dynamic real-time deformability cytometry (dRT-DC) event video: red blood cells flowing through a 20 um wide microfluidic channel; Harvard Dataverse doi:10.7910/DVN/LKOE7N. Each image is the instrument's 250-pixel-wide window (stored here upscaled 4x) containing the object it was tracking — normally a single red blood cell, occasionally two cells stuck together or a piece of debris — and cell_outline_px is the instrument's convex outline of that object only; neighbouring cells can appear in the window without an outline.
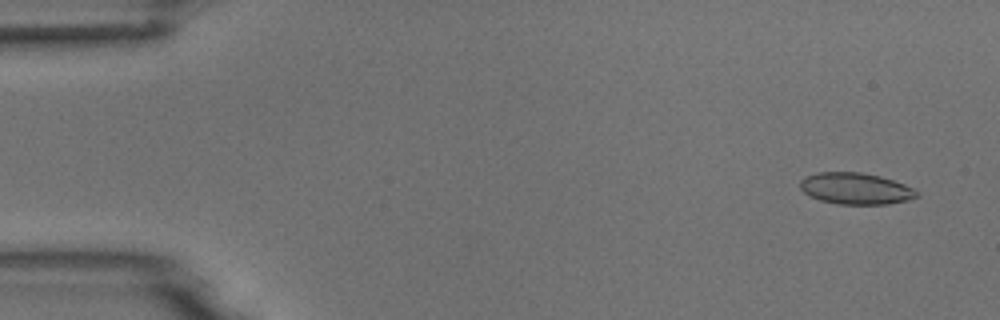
{"species": "common noctule bat (a hibernating species)", "species_latin": "Nyctalus noctula", "temperature_condition": "room temperature", "stored_images_in_passage": 53, "camera_frame_rate_fps": 3000, "um_per_image_px": 0.085, "animal": {"sex": "male", "body_mass_g": 18.8}, "frame": {"image": 1, "passage_image": 3, "time_ms": 0.667, "image_size_px": [1000, 320], "cell_outline_px": [[920, 196], [908, 200], [888, 204], [836, 204], [820, 200], [808, 196], [800, 188], [800, 180], [804, 176], [816, 172], [860, 172], [880, 176], [904, 184], [920, 192]], "centroid_in_image_um": [72.71, 16.03], "position_along_channel_um": 12.3, "area_um2": 21.62}}
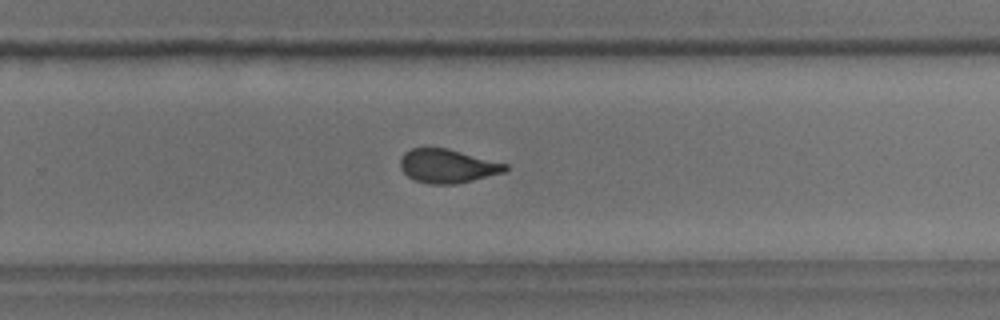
{"frame": {"image": 2, "passage_image": 35, "time_ms": 11.333, "image_size_px": [1000, 320], "cell_outline_px": [[508, 168], [504, 172], [456, 184], [428, 184], [416, 180], [408, 176], [400, 168], [400, 160], [404, 152], [412, 148], [448, 148], [508, 164]], "centroid_in_image_um": [38.03, 14.11], "position_along_channel_um": 291.8, "area_um2": 20.58}}
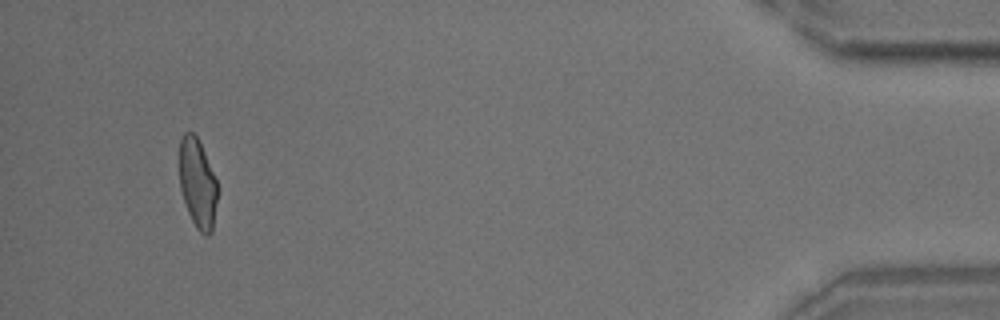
{"frame": {"image": 3, "passage_image": 51, "time_ms": 16.667, "image_size_px": [1000, 320], "cell_outline_px": [[216, 200], [212, 232], [208, 236], [204, 236], [196, 228], [188, 212], [180, 188], [180, 140], [184, 132], [192, 132], [196, 136], [204, 152], [216, 180]], "centroid_in_image_um": [16.78, 15.61], "position_along_channel_um": 418.4, "area_um2": 19.36}, "authors_computed_cell_mechanics": {"area_um2": 21.3282, "velocity_mm_per_s": 3.7271, "shape_relaxation_time_tau1_ms": 8.6734, "shape_relaxation_time_tau2_ms": 1.1108, "deformation_change_tau1": 0.1861, "deformation_change_tau2": 0.0725}}